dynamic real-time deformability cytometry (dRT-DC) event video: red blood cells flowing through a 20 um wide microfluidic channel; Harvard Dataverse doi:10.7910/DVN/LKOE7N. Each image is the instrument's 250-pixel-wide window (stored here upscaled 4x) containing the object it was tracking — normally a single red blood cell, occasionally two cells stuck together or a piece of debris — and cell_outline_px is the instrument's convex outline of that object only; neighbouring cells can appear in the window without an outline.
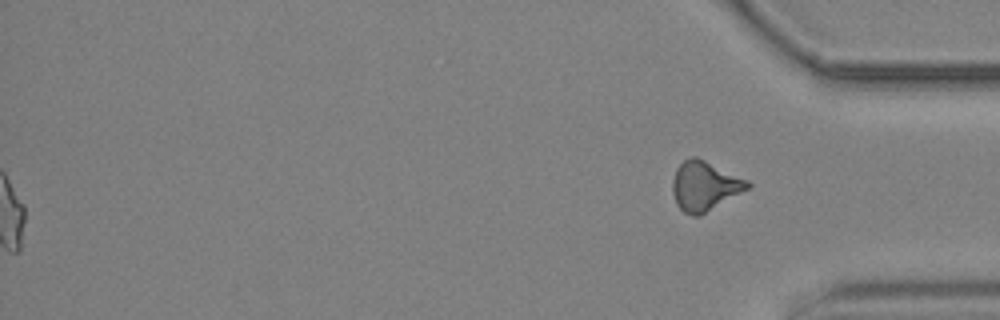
{"species": "common noctule bat (a hibernating species)", "species_latin": "Nyctalus noctula", "temperature_condition": "cold", "stored_images_in_passage": 47, "segment_of_instrument_passage": [2, 2], "camera_frame_rate_fps": 3000, "um_per_image_px": 0.085, "animal": {"sex": "male", "body_mass_g": 19.2, "forearm_length_mm": 51.8}, "frame": {"image": 1, "passage_image": 47, "time_ms": 15.333, "image_size_px": [1000, 320], "cell_outline_px": [[752, 184], [748, 188], [700, 216], [692, 216], [684, 212], [676, 204], [672, 192], [672, 180], [676, 168], [684, 160], [692, 156], [696, 156], [748, 180]], "centroid_in_image_um": [59.86, 15.8], "position_along_channel_um": 375.3, "area_um2": 21.5}}